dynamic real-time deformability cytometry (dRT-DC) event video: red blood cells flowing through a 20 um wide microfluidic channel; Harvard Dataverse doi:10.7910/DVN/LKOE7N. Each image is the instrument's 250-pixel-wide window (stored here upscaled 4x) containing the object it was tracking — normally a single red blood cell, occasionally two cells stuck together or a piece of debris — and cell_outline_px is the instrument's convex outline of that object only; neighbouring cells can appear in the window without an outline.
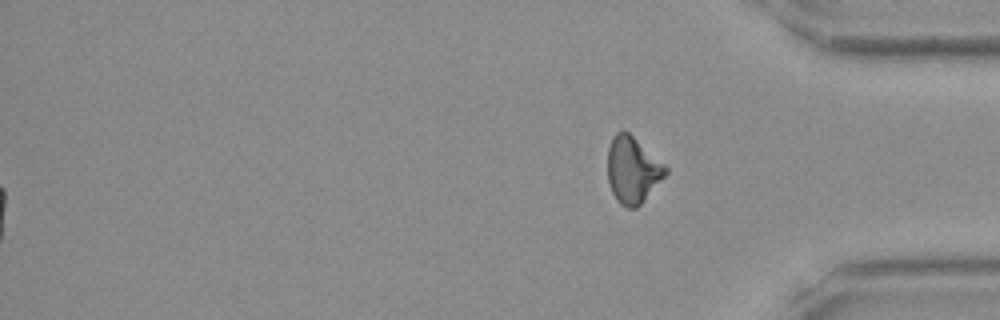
{"species": "Egyptian fruit bat (a non-hibernating species)", "species_latin": "Rousettus aegyptiacus", "temperature_condition": "room temperature", "stored_images_in_passage": 49, "segment_of_instrument_passage": [2, 2], "camera_frame_rate_fps": 3000, "um_per_image_px": 0.085, "frame": {"image": 1, "passage_image": 49, "time_ms": 16.0, "image_size_px": [1000, 320], "cell_outline_px": [[668, 172], [640, 204], [636, 208], [628, 208], [620, 204], [616, 200], [612, 192], [608, 180], [608, 148], [612, 136], [616, 132], [628, 132], [664, 164], [668, 168]], "centroid_in_image_um": [53.75, 14.45], "position_along_channel_um": 381.4, "area_um2": 22.08}}